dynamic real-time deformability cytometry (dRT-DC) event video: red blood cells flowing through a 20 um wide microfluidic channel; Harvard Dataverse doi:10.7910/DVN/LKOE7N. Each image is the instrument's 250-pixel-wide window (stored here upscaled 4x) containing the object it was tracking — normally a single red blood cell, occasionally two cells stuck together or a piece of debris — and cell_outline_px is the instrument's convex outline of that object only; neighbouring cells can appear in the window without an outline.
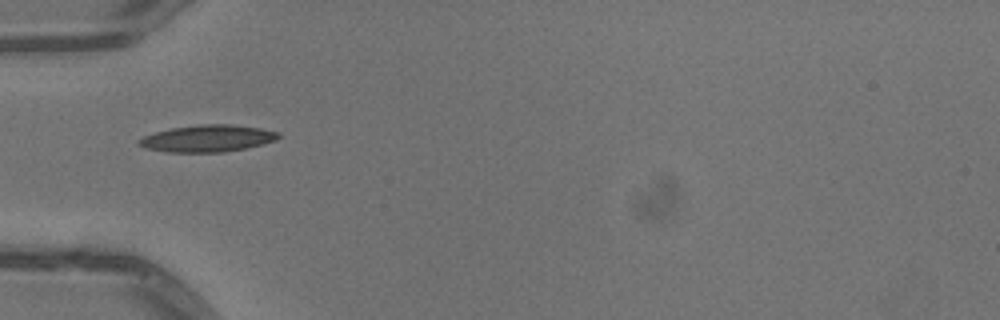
{"species": "common noctule bat (a hibernating species)", "species_latin": "Nyctalus noctula", "temperature_condition": "warm", "stored_images_in_passage": 15, "camera_frame_rate_fps": 3000, "um_per_image_px": 0.085, "animal": {"sex": "male", "body_mass_g": 13.3}, "frame": {"image": 1, "passage_image": 1, "time_ms": 0.0, "image_size_px": [1000, 320], "cell_outline_px": [[280, 136], [276, 140], [244, 148], [224, 152], [168, 152], [144, 148], [136, 144], [136, 140], [144, 136], [156, 132], [172, 128], [200, 124], [228, 124], [260, 128], [280, 132]], "centroid_in_image_um": [17.6, 11.76], "position_along_channel_um": 67.4, "area_um2": 21.79}}
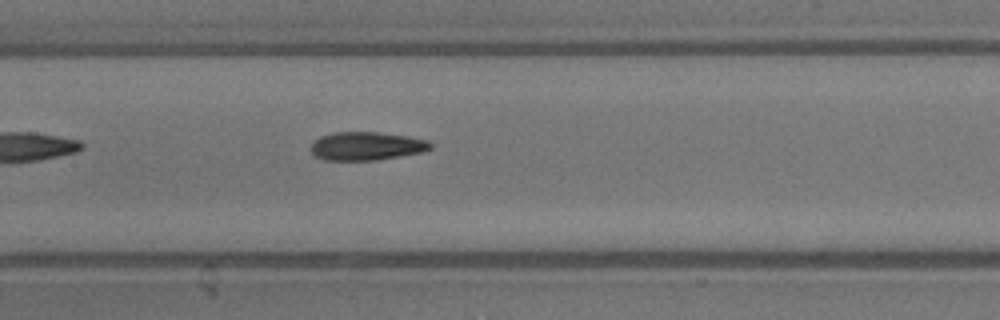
{"frame": {"image": 2, "passage_image": 9, "time_ms": 2.667, "image_size_px": [1000, 320], "cell_outline_px": [[432, 148], [420, 152], [376, 160], [324, 160], [316, 156], [312, 152], [312, 140], [320, 136], [332, 132], [376, 132], [408, 136], [428, 140], [432, 144]], "centroid_in_image_um": [31.13, 12.4], "position_along_channel_um": 176.3, "area_um2": 19.71}}
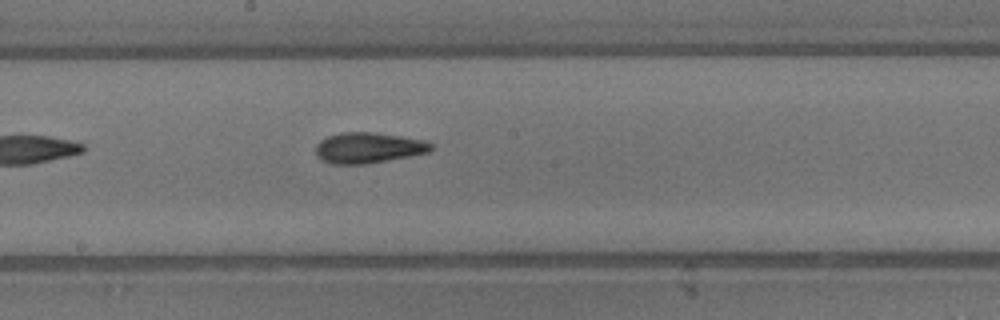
{"frame": {"image": 3, "passage_image": 12, "time_ms": 3.667, "image_size_px": [1000, 320], "cell_outline_px": [[432, 148], [428, 152], [388, 160], [364, 164], [332, 164], [320, 160], [316, 156], [316, 144], [320, 140], [328, 136], [344, 132], [376, 132], [424, 140], [432, 144]], "centroid_in_image_um": [31.26, 12.56], "position_along_channel_um": 216.9, "area_um2": 20.58}}